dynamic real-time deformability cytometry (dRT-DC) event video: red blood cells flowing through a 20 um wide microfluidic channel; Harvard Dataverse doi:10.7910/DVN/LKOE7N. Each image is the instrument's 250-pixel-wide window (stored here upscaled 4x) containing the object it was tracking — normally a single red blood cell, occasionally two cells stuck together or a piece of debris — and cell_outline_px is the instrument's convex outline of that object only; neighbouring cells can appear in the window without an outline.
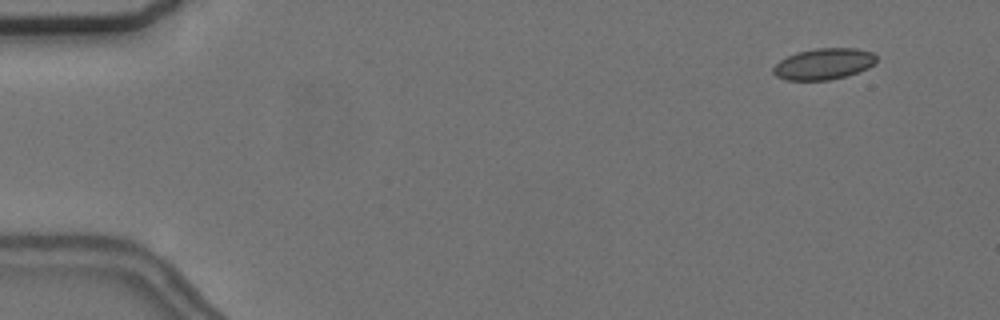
{"species": "common noctule bat (a hibernating species)", "species_latin": "Nyctalus noctula", "temperature_condition": "cold", "stored_images_in_passage": 7, "camera_frame_rate_fps": 3000, "um_per_image_px": 0.085, "animal": {"sex": "female", "body_mass_g": 24.6, "forearm_length_mm": 56.2}, "frame": {"image": 1, "passage_image": 2, "time_ms": 1.333, "image_size_px": [1000, 320], "cell_outline_px": [[876, 60], [868, 68], [844, 76], [828, 80], [788, 80], [776, 76], [772, 72], [772, 68], [780, 60], [796, 52], [816, 48], [856, 48], [872, 52], [876, 56]], "centroid_in_image_um": [69.98, 5.42], "position_along_channel_um": 15.0, "area_um2": 18.61}}
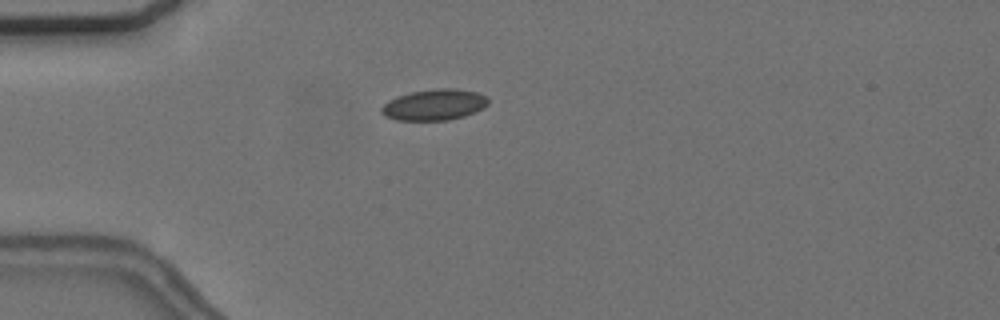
{"frame": {"image": 2, "passage_image": 5, "time_ms": 5.0, "image_size_px": [1000, 320], "cell_outline_px": [[488, 104], [484, 108], [464, 116], [448, 120], [396, 120], [384, 116], [380, 112], [380, 108], [388, 100], [396, 96], [412, 92], [436, 88], [456, 88], [476, 92], [488, 96]], "centroid_in_image_um": [36.91, 8.9], "position_along_channel_um": 48.1, "area_um2": 19.48}}